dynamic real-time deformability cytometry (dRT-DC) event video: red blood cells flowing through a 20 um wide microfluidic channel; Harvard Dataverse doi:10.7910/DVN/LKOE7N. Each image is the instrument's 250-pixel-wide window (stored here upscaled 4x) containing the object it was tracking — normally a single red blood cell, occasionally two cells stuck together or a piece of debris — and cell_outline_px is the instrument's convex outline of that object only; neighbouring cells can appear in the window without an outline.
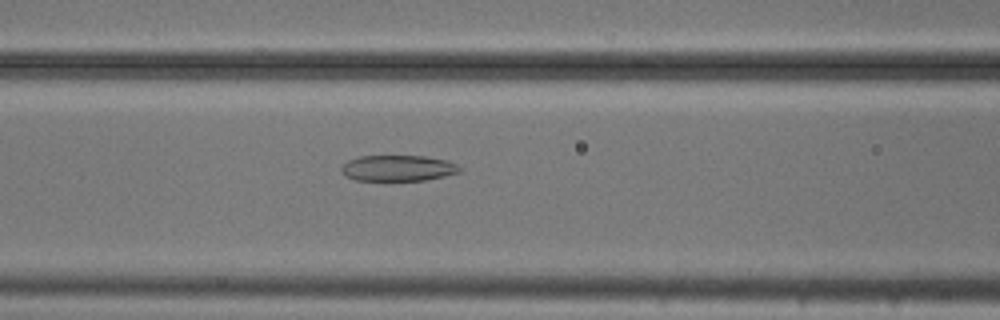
{"species": "common noctule bat (a hibernating species)", "species_latin": "Nyctalus noctula", "temperature_condition": "cold", "stored_images_in_passage": 48, "camera_frame_rate_fps": 3000, "um_per_image_px": 0.085, "animal": {"sex": "male", "body_mass_g": 20.5, "forearm_length_mm": 52.5}, "frame": {"image": 1, "passage_image": 22, "time_ms": 7.0, "image_size_px": [1000, 320], "cell_outline_px": [[460, 172], [444, 176], [424, 180], [356, 180], [348, 176], [340, 168], [348, 160], [360, 156], [428, 156], [448, 160], [456, 164], [460, 168]], "centroid_in_image_um": [33.87, 14.28], "position_along_channel_um": 132.7, "area_um2": 17.69}}
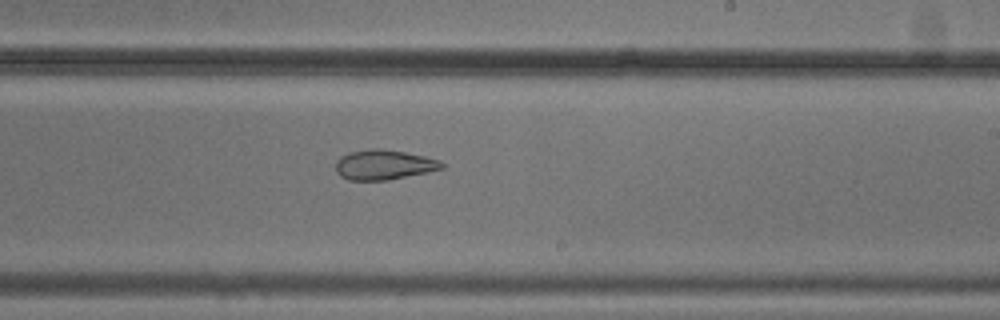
{"frame": {"image": 2, "passage_image": 32, "time_ms": 10.333, "image_size_px": [1000, 320], "cell_outline_px": [[444, 168], [388, 180], [348, 180], [340, 176], [336, 172], [336, 160], [340, 156], [348, 152], [372, 148], [380, 148], [404, 152], [424, 156], [440, 160], [444, 164]], "centroid_in_image_um": [32.59, 14.0], "position_along_channel_um": 256.4, "area_um2": 18.5}}
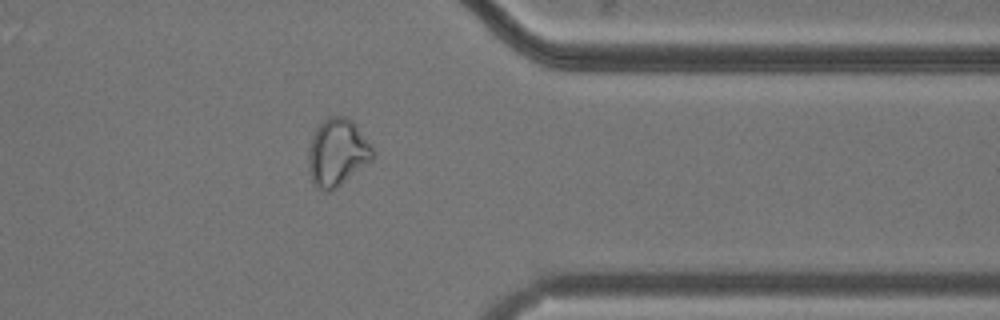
{"frame": {"image": 3, "passage_image": 43, "time_ms": 14.0, "image_size_px": [1000, 320], "cell_outline_px": [[376, 156], [372, 160], [336, 188], [328, 192], [324, 192], [316, 188], [312, 184], [308, 164], [308, 148], [312, 136], [316, 128], [328, 116], [348, 116], [352, 120], [372, 144], [376, 152]], "centroid_in_image_um": [28.68, 12.96], "position_along_channel_um": 382.7, "area_um2": 25.72}}